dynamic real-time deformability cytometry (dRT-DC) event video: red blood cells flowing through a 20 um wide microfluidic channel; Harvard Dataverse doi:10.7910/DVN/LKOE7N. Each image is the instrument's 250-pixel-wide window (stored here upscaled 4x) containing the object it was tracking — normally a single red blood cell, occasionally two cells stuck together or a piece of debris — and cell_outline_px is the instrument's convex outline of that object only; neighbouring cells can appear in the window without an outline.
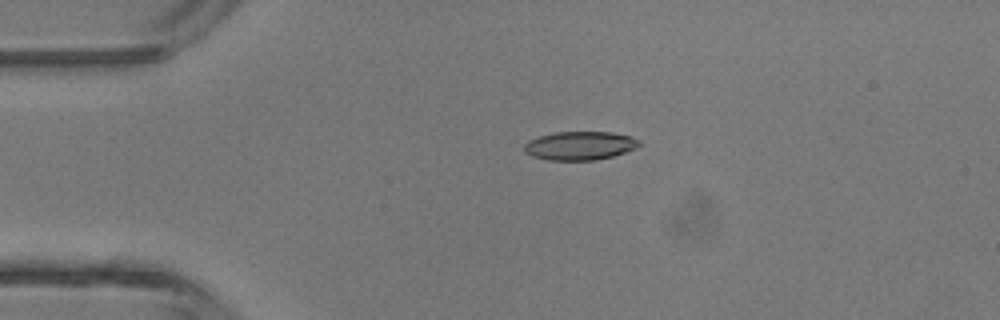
{"species": "common noctule bat (a hibernating species)", "species_latin": "Nyctalus noctula", "temperature_condition": "room temperature", "stored_images_in_passage": 4, "camera_frame_rate_fps": 3000, "um_per_image_px": 0.085, "animal": {"sex": "male", "body_mass_g": 13.3}, "frame": {"image": 1, "passage_image": 3, "time_ms": 0.667, "image_size_px": [1000, 320], "cell_outline_px": [[640, 144], [636, 148], [612, 156], [596, 160], [548, 160], [532, 156], [524, 152], [524, 144], [528, 140], [540, 136], [556, 132], [612, 132], [628, 136], [640, 140]], "centroid_in_image_um": [49.26, 12.38], "position_along_channel_um": 35.7, "area_um2": 19.07}}